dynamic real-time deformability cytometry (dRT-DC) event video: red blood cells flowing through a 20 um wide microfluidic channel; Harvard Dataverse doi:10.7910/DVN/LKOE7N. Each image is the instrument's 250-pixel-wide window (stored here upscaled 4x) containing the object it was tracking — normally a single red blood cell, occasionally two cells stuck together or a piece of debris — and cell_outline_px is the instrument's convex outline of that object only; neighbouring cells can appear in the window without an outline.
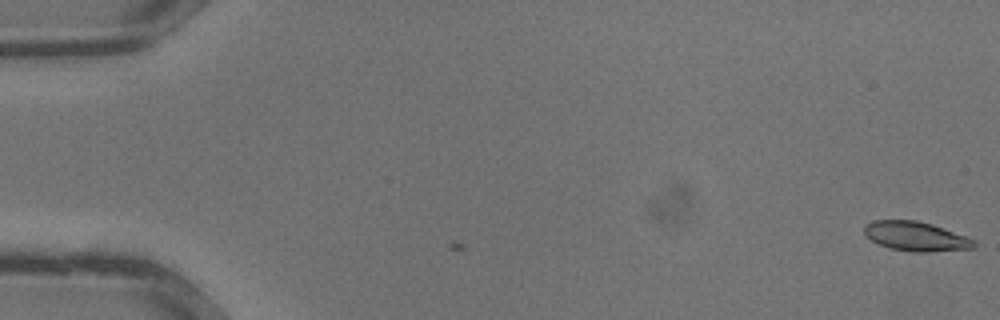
{"species": "common noctule bat (a hibernating species)", "species_latin": "Nyctalus noctula", "temperature_condition": "warm", "stored_images_in_passage": 4, "camera_frame_rate_fps": 3000, "um_per_image_px": 0.085, "animal": {"sex": "male", "body_mass_g": 13.3}, "frame": {"image": 1, "passage_image": 4, "time_ms": 1.0, "image_size_px": [1000, 320], "cell_outline_px": [[976, 248], [928, 252], [912, 252], [888, 248], [872, 240], [864, 232], [864, 224], [872, 220], [916, 220], [932, 224], [976, 240]], "centroid_in_image_um": [77.85, 20.09], "position_along_channel_um": 7.1, "area_um2": 18.84}}